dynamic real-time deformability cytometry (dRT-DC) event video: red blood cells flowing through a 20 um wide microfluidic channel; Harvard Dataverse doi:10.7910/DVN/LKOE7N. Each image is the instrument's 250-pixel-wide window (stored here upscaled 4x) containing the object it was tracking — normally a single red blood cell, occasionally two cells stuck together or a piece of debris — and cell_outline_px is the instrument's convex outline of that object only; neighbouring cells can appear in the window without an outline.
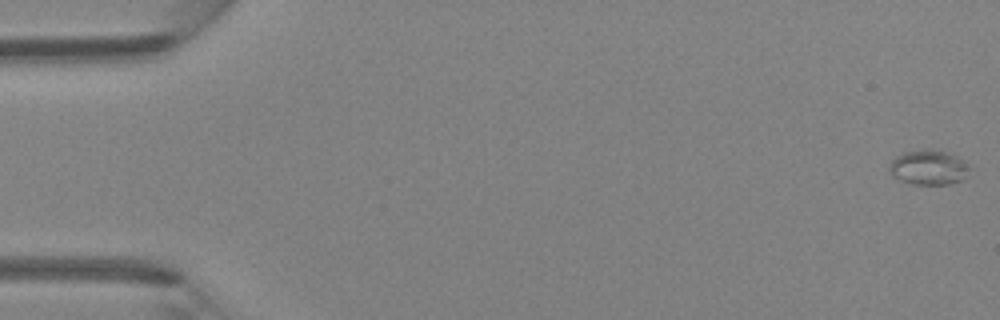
{"species": "Egyptian fruit bat (a non-hibernating species)", "species_latin": "Rousettus aegyptiacus", "temperature_condition": "room temperature", "stored_images_in_passage": 46, "camera_frame_rate_fps": 3000, "um_per_image_px": 0.085, "animal": {"sex": "female"}, "frame": {"image": 1, "passage_image": 1, "time_ms": 0.0, "image_size_px": [1000, 320], "cell_outline_px": [[968, 168], [964, 180], [948, 184], [912, 184], [900, 180], [892, 176], [888, 172], [888, 168], [892, 160], [896, 156], [904, 152], [948, 152], [956, 156], [968, 164]], "centroid_in_image_um": [78.9, 14.28], "position_along_channel_um": 6.1, "area_um2": 15.72}}
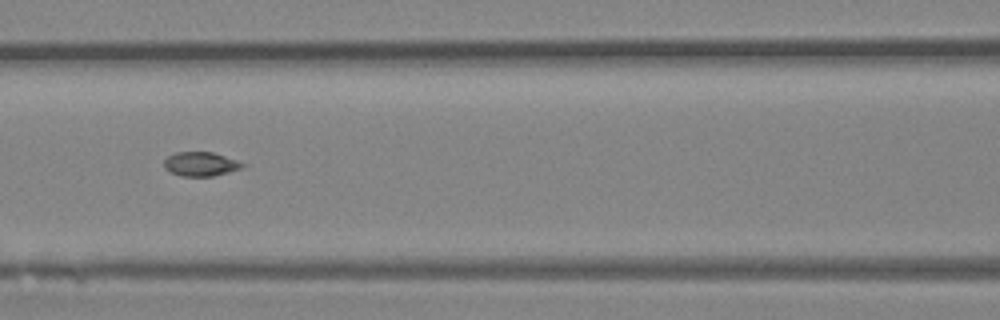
{"frame": {"image": 2, "passage_image": 21, "time_ms": 6.667, "image_size_px": [1000, 320], "cell_outline_px": [[248, 164], [244, 168], [212, 176], [180, 176], [164, 168], [164, 160], [168, 156], [176, 152], [212, 152]], "centroid_in_image_um": [17.08, 13.94], "position_along_channel_um": 149.5, "area_um2": 11.04}}
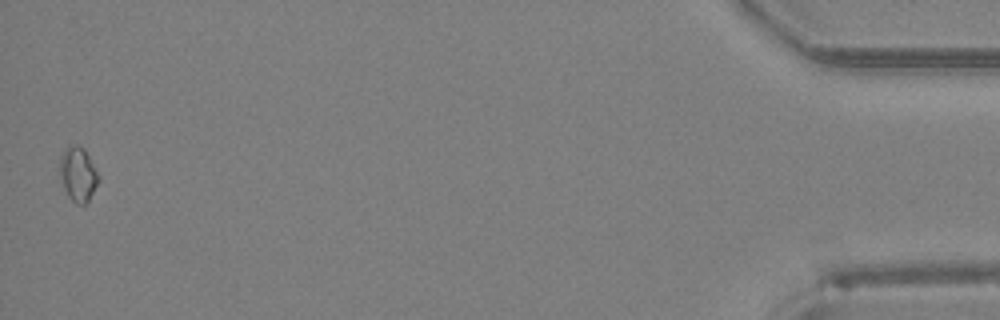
{"frame": {"image": 3, "passage_image": 46, "time_ms": 15.0, "image_size_px": [1000, 320], "cell_outline_px": [[100, 180], [88, 200], [84, 204], [76, 204], [68, 196], [60, 180], [60, 156], [64, 148], [68, 144], [76, 144], [84, 148], [100, 176]], "centroid_in_image_um": [6.62, 14.77], "position_along_channel_um": 428.6, "area_um2": 12.43}}